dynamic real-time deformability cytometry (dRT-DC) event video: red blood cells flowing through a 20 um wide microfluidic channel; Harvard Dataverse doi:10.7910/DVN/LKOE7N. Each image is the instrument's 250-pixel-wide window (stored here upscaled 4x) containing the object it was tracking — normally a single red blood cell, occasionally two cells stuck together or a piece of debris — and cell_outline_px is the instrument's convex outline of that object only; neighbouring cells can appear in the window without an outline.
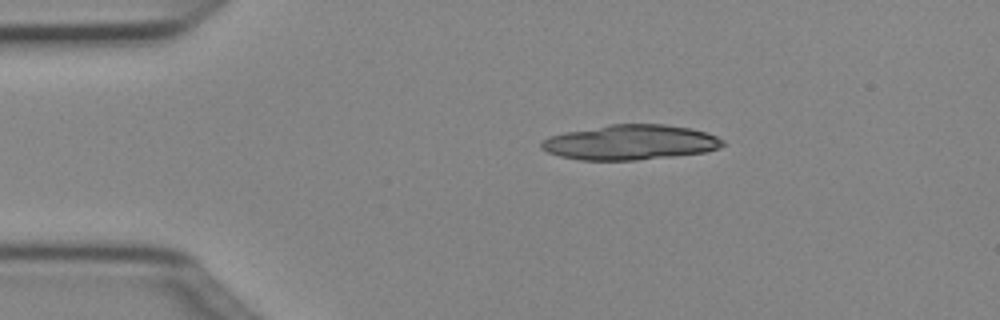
{"species": "Egyptian fruit bat (a non-hibernating species)", "species_latin": "Rousettus aegyptiacus", "temperature_condition": "cold", "stored_images_in_passage": 3, "camera_frame_rate_fps": 3000, "um_per_image_px": 0.085, "animal": {"sex": "female"}, "frame": {"image": 1, "passage_image": 1, "time_ms": 0.0, "image_size_px": [1000, 320], "cell_outline_px": [[724, 144], [720, 148], [704, 152], [676, 156], [636, 160], [580, 160], [560, 156], [548, 152], [540, 148], [540, 144], [548, 136], [564, 132], [612, 124], [664, 124], [692, 128], [716, 136], [724, 140]], "centroid_in_image_um": [53.58, 12.1], "position_along_channel_um": 31.4, "area_um2": 37.05}}